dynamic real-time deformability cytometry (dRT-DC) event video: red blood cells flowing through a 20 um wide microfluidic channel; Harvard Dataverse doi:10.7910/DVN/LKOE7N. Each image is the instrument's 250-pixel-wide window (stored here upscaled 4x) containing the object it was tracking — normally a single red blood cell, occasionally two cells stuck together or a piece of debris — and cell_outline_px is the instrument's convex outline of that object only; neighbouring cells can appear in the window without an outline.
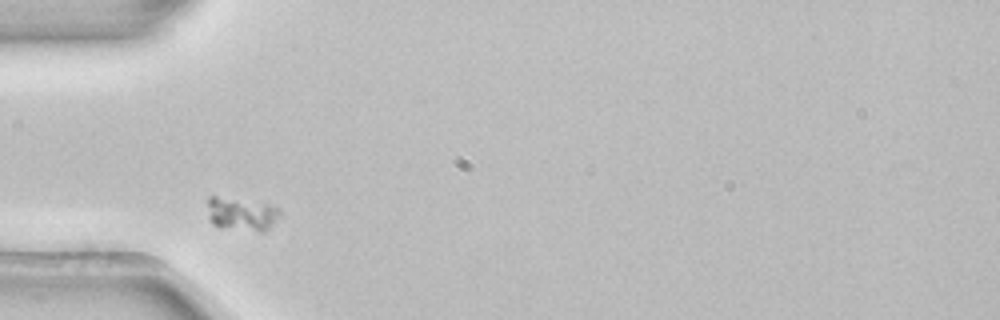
{"species": "common noctule bat (a hibernating species)", "species_latin": "Nyctalus noctula", "temperature_condition": "room temperature", "stored_images_in_passage": 3, "camera_frame_rate_fps": 3000, "um_per_image_px": 0.085, "animal": {"sex": "female", "body_mass_g": 22.7, "forearm_length_mm": 54.2}, "frame": {"image": 1, "passage_image": 1, "time_ms": 0.0, "image_size_px": [1000, 320], "cell_outline_px": [[280, 212], [268, 228], [264, 232], [212, 224], [208, 216], [208, 196], [216, 196], [264, 204], [280, 208]], "centroid_in_image_um": [20.49, 18.17], "position_along_channel_um": 64.5, "area_um2": 13.24}}